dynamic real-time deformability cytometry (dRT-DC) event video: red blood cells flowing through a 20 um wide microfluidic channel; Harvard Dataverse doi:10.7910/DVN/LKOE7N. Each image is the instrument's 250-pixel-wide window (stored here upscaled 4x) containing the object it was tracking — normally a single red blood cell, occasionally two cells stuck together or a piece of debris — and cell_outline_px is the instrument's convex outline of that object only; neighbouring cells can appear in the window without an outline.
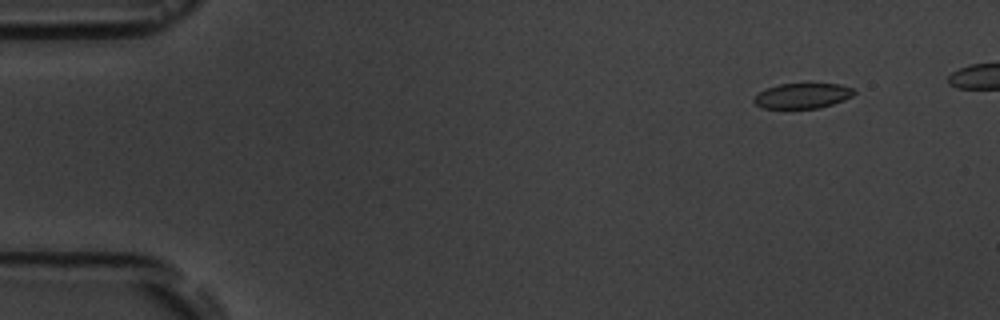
{"species": "common noctule bat (a hibernating species)", "species_latin": "Nyctalus noctula", "temperature_condition": "room temperature", "stored_images_in_passage": 5, "camera_frame_rate_fps": 3000, "um_per_image_px": 0.085, "animal": {"sex": "male", "body_mass_g": 19.5, "forearm_length_mm": 54.6}, "frame": {"image": 1, "passage_image": 2, "time_ms": 1.0, "image_size_px": [1000, 320], "cell_outline_px": [[856, 92], [852, 96], [844, 100], [820, 108], [792, 112], [784, 112], [760, 108], [752, 100], [760, 92], [768, 88], [780, 84], [808, 80], [840, 84], [852, 88]], "centroid_in_image_um": [68.19, 8.16], "position_along_channel_um": 16.8, "area_um2": 16.42}}